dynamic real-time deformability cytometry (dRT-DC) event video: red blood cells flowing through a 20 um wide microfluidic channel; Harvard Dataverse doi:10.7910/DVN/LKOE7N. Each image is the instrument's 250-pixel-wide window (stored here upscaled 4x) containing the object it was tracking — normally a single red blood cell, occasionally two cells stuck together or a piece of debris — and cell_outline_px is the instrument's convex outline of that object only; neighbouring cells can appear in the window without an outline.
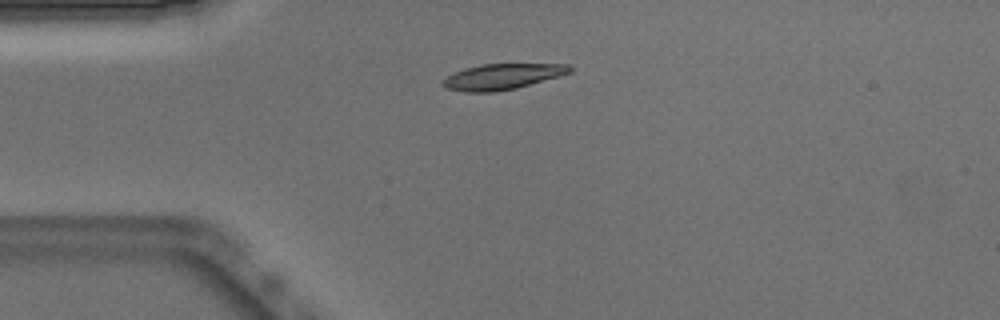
{"species": "Egyptian fruit bat (a non-hibernating species)", "species_latin": "Rousettus aegyptiacus", "temperature_condition": "warm", "stored_images_in_passage": 40, "camera_frame_rate_fps": 3000, "um_per_image_px": 0.085, "animal": {"sex": "male"}, "frame": {"image": 1, "passage_image": 1, "time_ms": 0.0, "image_size_px": [1000, 320], "cell_outline_px": [[572, 72], [560, 76], [516, 88], [492, 92], [468, 92], [444, 88], [440, 84], [448, 76], [464, 68], [480, 64], [568, 64], [572, 68]], "centroid_in_image_um": [42.69, 6.51], "position_along_channel_um": 42.3, "area_um2": 18.96}}
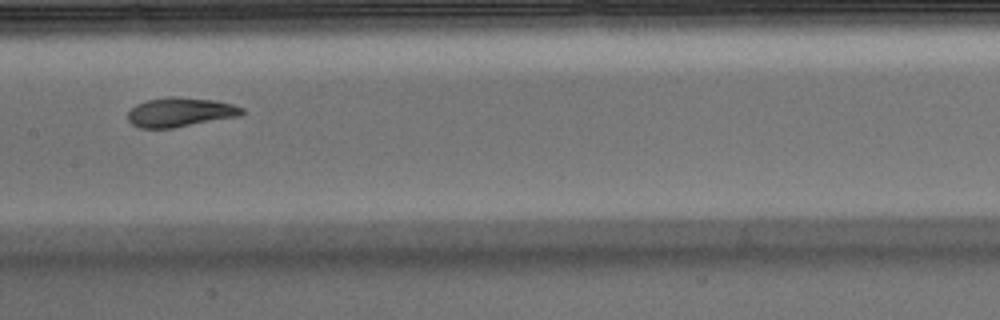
{"frame": {"image": 2, "passage_image": 14, "time_ms": 4.333, "image_size_px": [1000, 320], "cell_outline_px": [[244, 112], [240, 116], [172, 128], [140, 128], [132, 124], [128, 120], [128, 112], [136, 104], [144, 100], [168, 96], [176, 96], [216, 100], [232, 104], [244, 108]], "centroid_in_image_um": [15.31, 9.52], "position_along_channel_um": 192.1, "area_um2": 19.65}}
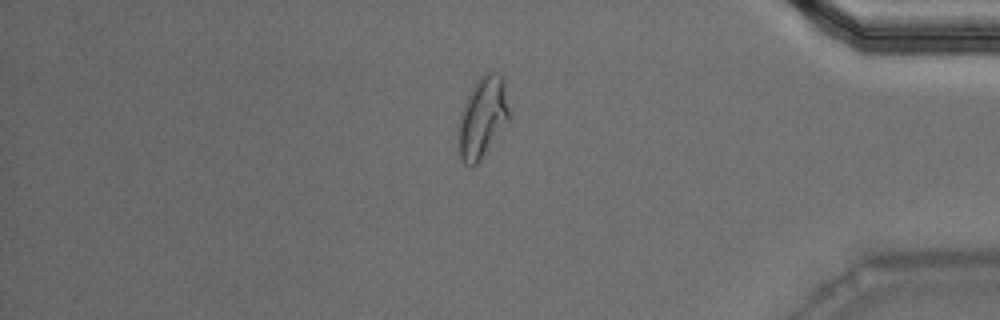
{"frame": {"image": 3, "passage_image": 32, "time_ms": 10.333, "image_size_px": [1000, 320], "cell_outline_px": [[508, 120], [480, 160], [472, 168], [464, 164], [460, 160], [456, 128], [464, 104], [472, 88], [480, 76], [484, 72], [496, 72], [504, 80], [508, 108]], "centroid_in_image_um": [40.96, 10.01], "position_along_channel_um": 394.2, "area_um2": 23.76}, "authors_computed_cell_mechanics": {"area_um2": 19.6809, "velocity_mm_per_s": 3.888, "shape_relaxation_time_tau1_ms": 5.4626, "shape_relaxation_time_tau2_ms": 1.4225, "deformation_change_tau1": 0.1946, "deformation_change_tau2": 0.0657}}